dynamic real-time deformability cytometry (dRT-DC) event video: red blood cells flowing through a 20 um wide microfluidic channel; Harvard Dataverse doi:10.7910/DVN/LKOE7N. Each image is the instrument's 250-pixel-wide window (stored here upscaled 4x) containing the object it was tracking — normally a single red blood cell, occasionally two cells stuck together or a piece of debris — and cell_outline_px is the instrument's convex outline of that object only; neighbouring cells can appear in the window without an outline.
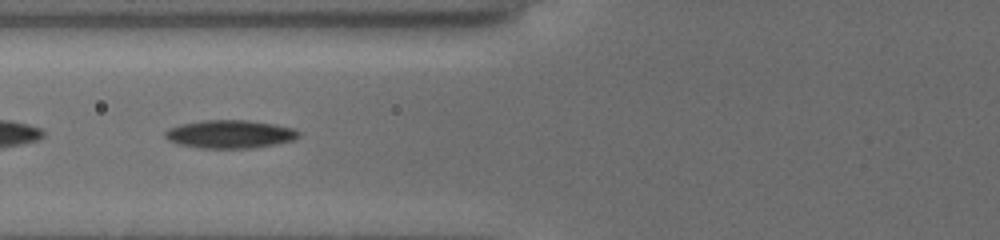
{"species": "common noctule bat (a hibernating species)", "species_latin": "Nyctalus noctula", "temperature_condition": "cold", "stored_images_in_passage": 23, "camera_frame_rate_fps": 3000, "um_per_image_px": 0.085, "animal": {"sex": "female", "body_mass_g": 19.5, "forearm_length_mm": 54.1}, "frame": {"image": 1, "passage_image": 9, "time_ms": 7.667, "image_size_px": [1000, 240], "cell_outline_px": [[300, 136], [296, 140], [276, 144], [252, 148], [200, 148], [176, 144], [168, 140], [164, 136], [164, 132], [168, 128], [180, 124], [204, 120], [248, 120], [276, 124], [296, 128], [300, 132]], "centroid_in_image_um": [19.57, 11.4], "position_along_channel_um": 106.2, "area_um2": 22.31}}
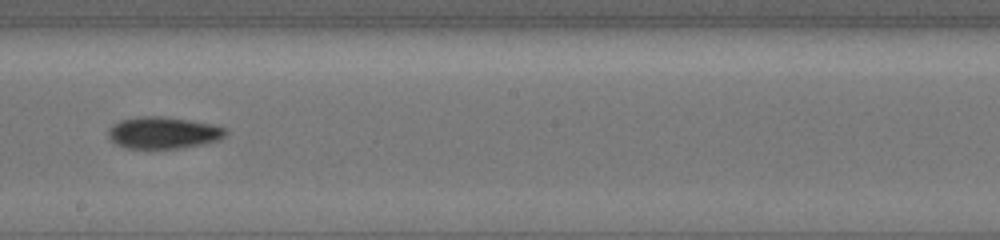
{"frame": {"image": 2, "passage_image": 13, "time_ms": 11.0, "image_size_px": [1000, 240], "cell_outline_px": [[228, 132], [220, 140], [204, 144], [180, 148], [124, 148], [116, 144], [108, 136], [108, 132], [120, 120], [140, 116], [160, 116], [188, 120], [212, 124], [228, 128]], "centroid_in_image_um": [13.93, 11.29], "position_along_channel_um": 234.3, "area_um2": 21.68}}
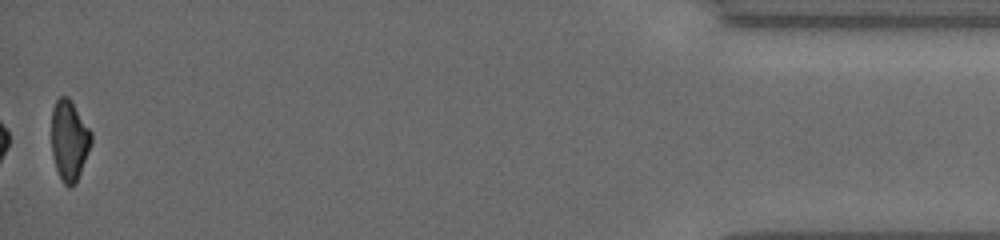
{"frame": {"image": 3, "passage_image": 23, "time_ms": 18.0, "image_size_px": [1000, 240], "cell_outline_px": [[92, 140], [88, 152], [80, 172], [72, 188], [68, 188], [64, 184], [56, 168], [52, 152], [52, 108], [56, 100], [60, 96], [68, 96], [72, 100], [92, 132]], "centroid_in_image_um": [5.89, 11.89], "position_along_channel_um": 429.3, "area_um2": 18.61}, "authors_computed_cell_mechanics": {"area_um2": 21.675, "velocity_mm_per_s": 3.8361, "shape_relaxation_time_tau1_ms": 5.1899, "shape_relaxation_time_tau2_ms": null, "deformation_change_tau1": 0.1527, "deformation_change_tau2": null}}